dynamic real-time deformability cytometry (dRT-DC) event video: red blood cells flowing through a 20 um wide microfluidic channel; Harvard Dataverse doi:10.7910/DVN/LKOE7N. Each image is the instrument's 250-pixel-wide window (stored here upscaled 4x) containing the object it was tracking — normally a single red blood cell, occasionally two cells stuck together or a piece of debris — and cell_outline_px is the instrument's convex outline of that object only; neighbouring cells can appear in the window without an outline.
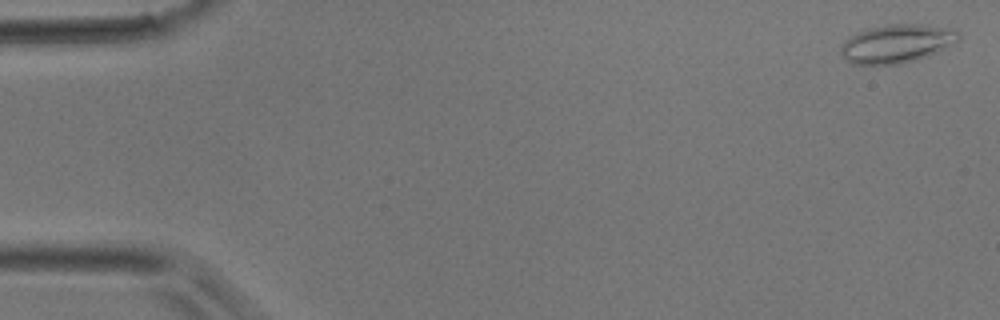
{"species": "common noctule bat (a hibernating species)", "species_latin": "Nyctalus noctula", "temperature_condition": "room temperature", "stored_images_in_passage": 4, "camera_frame_rate_fps": 3000, "um_per_image_px": 0.085, "animal": {"sex": "male", "body_mass_g": 17.9}, "frame": {"image": 1, "passage_image": 1, "time_ms": 0.0, "image_size_px": [1000, 320], "cell_outline_px": [[960, 40], [928, 56], [916, 60], [900, 64], [852, 64], [840, 52], [840, 44], [844, 40], [856, 32], [868, 28], [884, 24], [924, 24], [956, 28], [960, 32]], "centroid_in_image_um": [76.25, 3.68], "position_along_channel_um": 8.8, "area_um2": 26.76}}